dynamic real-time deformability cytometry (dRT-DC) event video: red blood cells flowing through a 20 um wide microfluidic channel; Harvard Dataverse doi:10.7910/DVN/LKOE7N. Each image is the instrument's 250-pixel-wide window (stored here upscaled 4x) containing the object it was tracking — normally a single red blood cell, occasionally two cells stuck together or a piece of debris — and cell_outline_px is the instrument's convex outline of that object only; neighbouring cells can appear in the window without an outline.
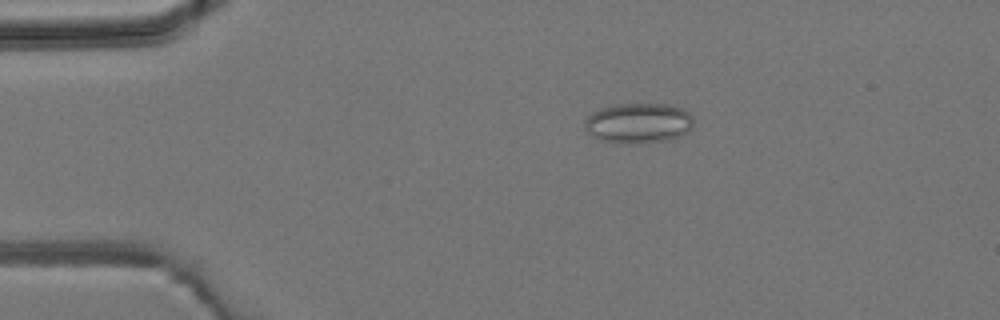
{"species": "common noctule bat (a hibernating species)", "species_latin": "Nyctalus noctula", "temperature_condition": "room temperature", "stored_images_in_passage": 5, "camera_frame_rate_fps": 3000, "um_per_image_px": 0.085, "animal": {"sex": "male", "body_mass_g": 19.2, "forearm_length_mm": 51.8}, "frame": {"image": 1, "passage_image": 3, "time_ms": 2.333, "image_size_px": [1000, 320], "cell_outline_px": [[692, 128], [688, 132], [680, 136], [668, 140], [636, 144], [616, 144], [592, 136], [584, 128], [584, 120], [592, 112], [600, 108], [616, 104], [668, 104], [680, 108], [688, 112], [692, 116]], "centroid_in_image_um": [54.25, 10.47], "position_along_channel_um": 30.8, "area_um2": 25.78}}